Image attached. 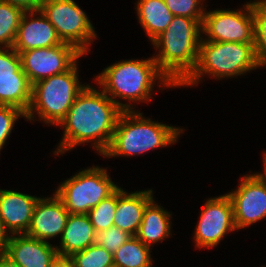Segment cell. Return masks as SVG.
Wrapping results in <instances>:
<instances>
[{"label": "cell", "mask_w": 266, "mask_h": 267, "mask_svg": "<svg viewBox=\"0 0 266 267\" xmlns=\"http://www.w3.org/2000/svg\"><path fill=\"white\" fill-rule=\"evenodd\" d=\"M122 111L102 90L87 84L58 125L64 128V133L54 154L63 155L93 141V149L103 155L110 146Z\"/></svg>", "instance_id": "obj_1"}, {"label": "cell", "mask_w": 266, "mask_h": 267, "mask_svg": "<svg viewBox=\"0 0 266 267\" xmlns=\"http://www.w3.org/2000/svg\"><path fill=\"white\" fill-rule=\"evenodd\" d=\"M203 20L174 16L167 29L151 43L158 49L153 59L175 87L195 70L204 37L201 35Z\"/></svg>", "instance_id": "obj_2"}, {"label": "cell", "mask_w": 266, "mask_h": 267, "mask_svg": "<svg viewBox=\"0 0 266 267\" xmlns=\"http://www.w3.org/2000/svg\"><path fill=\"white\" fill-rule=\"evenodd\" d=\"M156 80L160 87H175L159 70L153 57L114 63L95 77V81L102 87L101 90L123 111L134 108L131 104L118 101L117 97L134 103L149 102Z\"/></svg>", "instance_id": "obj_3"}, {"label": "cell", "mask_w": 266, "mask_h": 267, "mask_svg": "<svg viewBox=\"0 0 266 267\" xmlns=\"http://www.w3.org/2000/svg\"><path fill=\"white\" fill-rule=\"evenodd\" d=\"M184 131L144 118L142 113L135 110L121 112L109 148L103 157L135 156L176 144L178 136Z\"/></svg>", "instance_id": "obj_4"}, {"label": "cell", "mask_w": 266, "mask_h": 267, "mask_svg": "<svg viewBox=\"0 0 266 267\" xmlns=\"http://www.w3.org/2000/svg\"><path fill=\"white\" fill-rule=\"evenodd\" d=\"M262 67L254 50V43L200 41L195 70L180 85H198L203 75L221 80L234 78Z\"/></svg>", "instance_id": "obj_5"}, {"label": "cell", "mask_w": 266, "mask_h": 267, "mask_svg": "<svg viewBox=\"0 0 266 267\" xmlns=\"http://www.w3.org/2000/svg\"><path fill=\"white\" fill-rule=\"evenodd\" d=\"M78 71V62H76L66 72L33 84L31 102L25 118L35 121L34 117L37 114L40 118L38 121L43 120L46 125L58 126L77 95L86 86L80 82Z\"/></svg>", "instance_id": "obj_6"}, {"label": "cell", "mask_w": 266, "mask_h": 267, "mask_svg": "<svg viewBox=\"0 0 266 267\" xmlns=\"http://www.w3.org/2000/svg\"><path fill=\"white\" fill-rule=\"evenodd\" d=\"M107 168L88 167L63 181L55 190L70 214H87L117 189Z\"/></svg>", "instance_id": "obj_7"}, {"label": "cell", "mask_w": 266, "mask_h": 267, "mask_svg": "<svg viewBox=\"0 0 266 267\" xmlns=\"http://www.w3.org/2000/svg\"><path fill=\"white\" fill-rule=\"evenodd\" d=\"M39 10L57 31L60 40L74 46L83 55L96 39L95 28L74 0H42Z\"/></svg>", "instance_id": "obj_8"}, {"label": "cell", "mask_w": 266, "mask_h": 267, "mask_svg": "<svg viewBox=\"0 0 266 267\" xmlns=\"http://www.w3.org/2000/svg\"><path fill=\"white\" fill-rule=\"evenodd\" d=\"M244 9L212 10L204 13L202 40L213 42L254 43V17L250 3Z\"/></svg>", "instance_id": "obj_9"}, {"label": "cell", "mask_w": 266, "mask_h": 267, "mask_svg": "<svg viewBox=\"0 0 266 267\" xmlns=\"http://www.w3.org/2000/svg\"><path fill=\"white\" fill-rule=\"evenodd\" d=\"M22 70L31 85L69 70L84 56L74 46L61 43L54 47L30 49L19 53Z\"/></svg>", "instance_id": "obj_10"}, {"label": "cell", "mask_w": 266, "mask_h": 267, "mask_svg": "<svg viewBox=\"0 0 266 267\" xmlns=\"http://www.w3.org/2000/svg\"><path fill=\"white\" fill-rule=\"evenodd\" d=\"M194 232L197 248L216 247L225 235L236 231L233 205L227 194L206 200Z\"/></svg>", "instance_id": "obj_11"}, {"label": "cell", "mask_w": 266, "mask_h": 267, "mask_svg": "<svg viewBox=\"0 0 266 267\" xmlns=\"http://www.w3.org/2000/svg\"><path fill=\"white\" fill-rule=\"evenodd\" d=\"M237 230L266 218V182L258 173L244 175L235 191L227 193Z\"/></svg>", "instance_id": "obj_12"}, {"label": "cell", "mask_w": 266, "mask_h": 267, "mask_svg": "<svg viewBox=\"0 0 266 267\" xmlns=\"http://www.w3.org/2000/svg\"><path fill=\"white\" fill-rule=\"evenodd\" d=\"M69 214L64 203L55 193L52 197H40L25 234L46 242L57 235H60L61 239Z\"/></svg>", "instance_id": "obj_13"}, {"label": "cell", "mask_w": 266, "mask_h": 267, "mask_svg": "<svg viewBox=\"0 0 266 267\" xmlns=\"http://www.w3.org/2000/svg\"><path fill=\"white\" fill-rule=\"evenodd\" d=\"M35 14L40 16L36 17ZM61 43L63 42L52 23L37 9L23 13L12 48L21 53L30 49L54 47Z\"/></svg>", "instance_id": "obj_14"}, {"label": "cell", "mask_w": 266, "mask_h": 267, "mask_svg": "<svg viewBox=\"0 0 266 267\" xmlns=\"http://www.w3.org/2000/svg\"><path fill=\"white\" fill-rule=\"evenodd\" d=\"M5 254L19 267H50L58 256L55 245L26 234L11 235Z\"/></svg>", "instance_id": "obj_15"}, {"label": "cell", "mask_w": 266, "mask_h": 267, "mask_svg": "<svg viewBox=\"0 0 266 267\" xmlns=\"http://www.w3.org/2000/svg\"><path fill=\"white\" fill-rule=\"evenodd\" d=\"M40 197L0 189V219L9 234H25Z\"/></svg>", "instance_id": "obj_16"}, {"label": "cell", "mask_w": 266, "mask_h": 267, "mask_svg": "<svg viewBox=\"0 0 266 267\" xmlns=\"http://www.w3.org/2000/svg\"><path fill=\"white\" fill-rule=\"evenodd\" d=\"M153 198L152 189L128 193L119 187L114 226L135 236L141 224L144 209Z\"/></svg>", "instance_id": "obj_17"}, {"label": "cell", "mask_w": 266, "mask_h": 267, "mask_svg": "<svg viewBox=\"0 0 266 267\" xmlns=\"http://www.w3.org/2000/svg\"><path fill=\"white\" fill-rule=\"evenodd\" d=\"M95 235L87 214H69L60 245H56L58 255L70 257L73 253L86 249L95 244Z\"/></svg>", "instance_id": "obj_18"}, {"label": "cell", "mask_w": 266, "mask_h": 267, "mask_svg": "<svg viewBox=\"0 0 266 267\" xmlns=\"http://www.w3.org/2000/svg\"><path fill=\"white\" fill-rule=\"evenodd\" d=\"M171 216L168 210H164L152 199L144 209L143 218L135 236L149 247L171 237Z\"/></svg>", "instance_id": "obj_19"}, {"label": "cell", "mask_w": 266, "mask_h": 267, "mask_svg": "<svg viewBox=\"0 0 266 267\" xmlns=\"http://www.w3.org/2000/svg\"><path fill=\"white\" fill-rule=\"evenodd\" d=\"M136 6L139 23L153 42L167 29L174 15L164 0H138Z\"/></svg>", "instance_id": "obj_20"}, {"label": "cell", "mask_w": 266, "mask_h": 267, "mask_svg": "<svg viewBox=\"0 0 266 267\" xmlns=\"http://www.w3.org/2000/svg\"><path fill=\"white\" fill-rule=\"evenodd\" d=\"M32 85L23 71L15 78L0 79V105L16 107L25 114L31 102Z\"/></svg>", "instance_id": "obj_21"}, {"label": "cell", "mask_w": 266, "mask_h": 267, "mask_svg": "<svg viewBox=\"0 0 266 267\" xmlns=\"http://www.w3.org/2000/svg\"><path fill=\"white\" fill-rule=\"evenodd\" d=\"M150 249L136 236H131L113 253L114 267H152Z\"/></svg>", "instance_id": "obj_22"}, {"label": "cell", "mask_w": 266, "mask_h": 267, "mask_svg": "<svg viewBox=\"0 0 266 267\" xmlns=\"http://www.w3.org/2000/svg\"><path fill=\"white\" fill-rule=\"evenodd\" d=\"M23 13L21 8L0 0V47H13Z\"/></svg>", "instance_id": "obj_23"}, {"label": "cell", "mask_w": 266, "mask_h": 267, "mask_svg": "<svg viewBox=\"0 0 266 267\" xmlns=\"http://www.w3.org/2000/svg\"><path fill=\"white\" fill-rule=\"evenodd\" d=\"M249 3L254 17L255 54L262 67H266V0Z\"/></svg>", "instance_id": "obj_24"}, {"label": "cell", "mask_w": 266, "mask_h": 267, "mask_svg": "<svg viewBox=\"0 0 266 267\" xmlns=\"http://www.w3.org/2000/svg\"><path fill=\"white\" fill-rule=\"evenodd\" d=\"M70 258L75 267H114L113 254L97 244L73 253Z\"/></svg>", "instance_id": "obj_25"}, {"label": "cell", "mask_w": 266, "mask_h": 267, "mask_svg": "<svg viewBox=\"0 0 266 267\" xmlns=\"http://www.w3.org/2000/svg\"><path fill=\"white\" fill-rule=\"evenodd\" d=\"M117 206V190L109 197L100 201L88 213L95 232L109 229L114 225L113 220Z\"/></svg>", "instance_id": "obj_26"}, {"label": "cell", "mask_w": 266, "mask_h": 267, "mask_svg": "<svg viewBox=\"0 0 266 267\" xmlns=\"http://www.w3.org/2000/svg\"><path fill=\"white\" fill-rule=\"evenodd\" d=\"M204 0H164L174 16L190 19H204L205 8L201 5Z\"/></svg>", "instance_id": "obj_27"}, {"label": "cell", "mask_w": 266, "mask_h": 267, "mask_svg": "<svg viewBox=\"0 0 266 267\" xmlns=\"http://www.w3.org/2000/svg\"><path fill=\"white\" fill-rule=\"evenodd\" d=\"M130 237V234L113 225L109 229L96 232L95 244L104 247L113 254Z\"/></svg>", "instance_id": "obj_28"}, {"label": "cell", "mask_w": 266, "mask_h": 267, "mask_svg": "<svg viewBox=\"0 0 266 267\" xmlns=\"http://www.w3.org/2000/svg\"><path fill=\"white\" fill-rule=\"evenodd\" d=\"M19 117H26L25 113L20 109L9 105H0V151L4 147L6 140H8Z\"/></svg>", "instance_id": "obj_29"}, {"label": "cell", "mask_w": 266, "mask_h": 267, "mask_svg": "<svg viewBox=\"0 0 266 267\" xmlns=\"http://www.w3.org/2000/svg\"><path fill=\"white\" fill-rule=\"evenodd\" d=\"M22 72L19 53L13 48L0 47V79L15 78Z\"/></svg>", "instance_id": "obj_30"}, {"label": "cell", "mask_w": 266, "mask_h": 267, "mask_svg": "<svg viewBox=\"0 0 266 267\" xmlns=\"http://www.w3.org/2000/svg\"><path fill=\"white\" fill-rule=\"evenodd\" d=\"M25 11L37 10L42 0H3Z\"/></svg>", "instance_id": "obj_31"}, {"label": "cell", "mask_w": 266, "mask_h": 267, "mask_svg": "<svg viewBox=\"0 0 266 267\" xmlns=\"http://www.w3.org/2000/svg\"><path fill=\"white\" fill-rule=\"evenodd\" d=\"M10 236L4 227L3 221L0 219V253H5Z\"/></svg>", "instance_id": "obj_32"}, {"label": "cell", "mask_w": 266, "mask_h": 267, "mask_svg": "<svg viewBox=\"0 0 266 267\" xmlns=\"http://www.w3.org/2000/svg\"><path fill=\"white\" fill-rule=\"evenodd\" d=\"M50 267H75L72 259L68 256H57Z\"/></svg>", "instance_id": "obj_33"}, {"label": "cell", "mask_w": 266, "mask_h": 267, "mask_svg": "<svg viewBox=\"0 0 266 267\" xmlns=\"http://www.w3.org/2000/svg\"><path fill=\"white\" fill-rule=\"evenodd\" d=\"M0 267H19V266L5 253H0Z\"/></svg>", "instance_id": "obj_34"}, {"label": "cell", "mask_w": 266, "mask_h": 267, "mask_svg": "<svg viewBox=\"0 0 266 267\" xmlns=\"http://www.w3.org/2000/svg\"><path fill=\"white\" fill-rule=\"evenodd\" d=\"M264 154V158H263V164H264V170H263V173H258L259 176L266 182V151H263Z\"/></svg>", "instance_id": "obj_35"}]
</instances>
